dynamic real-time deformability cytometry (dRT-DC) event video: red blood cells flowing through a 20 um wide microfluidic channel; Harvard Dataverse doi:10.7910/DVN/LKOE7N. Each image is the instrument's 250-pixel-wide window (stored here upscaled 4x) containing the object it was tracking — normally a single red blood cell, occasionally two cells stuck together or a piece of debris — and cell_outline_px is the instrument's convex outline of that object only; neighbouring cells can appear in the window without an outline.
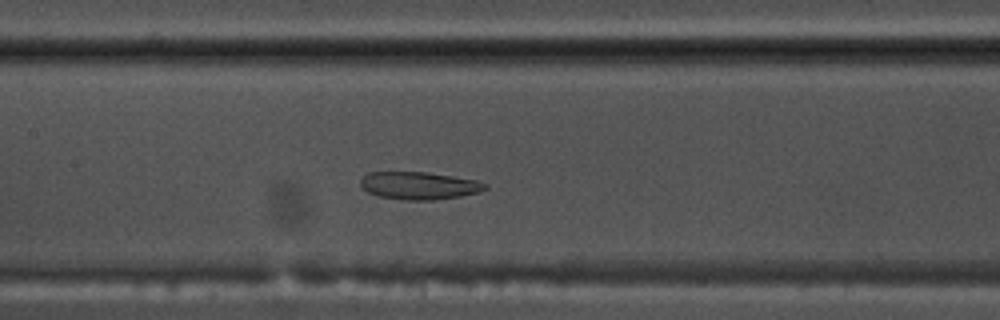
{"species": "common noctule bat (a hibernating species)", "species_latin": "Nyctalus noctula", "temperature_condition": "warm", "stored_images_in_passage": 49, "camera_frame_rate_fps": 3000, "um_per_image_px": 0.085, "animal": {"sex": "male", "body_mass_g": 17.5, "forearm_length_mm": 52.3}, "frame": {"image": 1, "passage_image": 20, "time_ms": 6.333, "image_size_px": [1000, 320], "cell_outline_px": [[488, 188], [480, 192], [460, 196], [432, 200], [404, 200], [380, 196], [368, 192], [360, 184], [360, 180], [368, 172], [428, 172], [476, 180], [488, 184]], "centroid_in_image_um": [35.65, 15.77], "position_along_channel_um": 171.8, "area_um2": 20.0}}
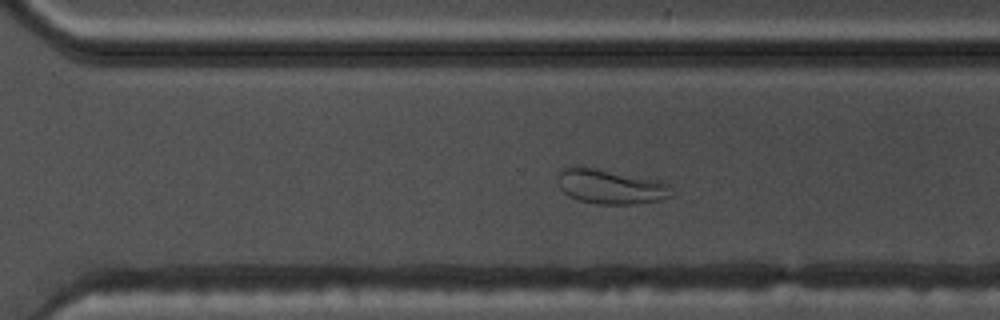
{"frame": {"image": 2, "passage_image": 32, "time_ms": 10.333, "image_size_px": [1000, 320], "cell_outline_px": [[676, 192], [672, 196], [660, 200], [636, 204], [596, 204], [580, 200], [568, 196], [560, 188], [556, 180], [556, 176], [568, 164], [580, 164], [664, 180], [672, 184]], "centroid_in_image_um": [51.95, 15.81], "position_along_channel_um": 318.7, "area_um2": 24.39}}
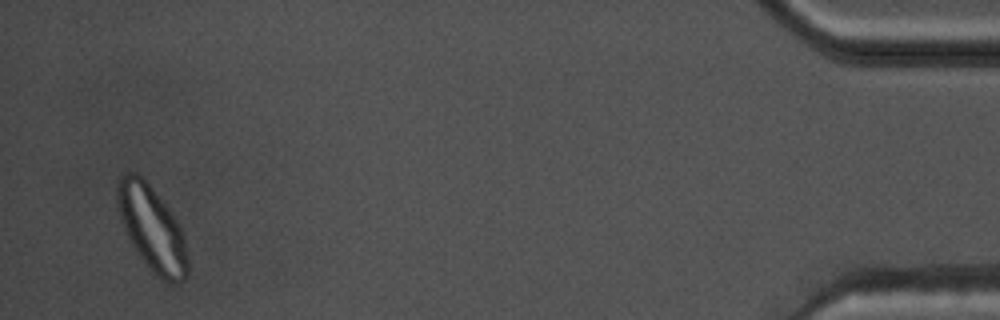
{"frame": {"image": 3, "passage_image": 47, "time_ms": 15.333, "image_size_px": [1000, 320], "cell_outline_px": [[188, 276], [180, 284], [172, 284], [164, 280], [152, 272], [140, 256], [132, 244], [120, 220], [116, 204], [116, 180], [120, 176], [128, 172], [136, 172], [148, 184], [168, 208], [180, 224], [188, 256]], "centroid_in_image_um": [12.91, 19.43], "position_along_channel_um": 422.3, "area_um2": 34.91}, "authors_computed_cell_mechanics": {"area_um2": 26.877, "velocity_mm_per_s": 3.6797, "shape_relaxation_time_tau1_ms": null, "shape_relaxation_time_tau2_ms": 1.2422, "deformation_change_tau1": null, "deformation_change_tau2": 0.0601}}